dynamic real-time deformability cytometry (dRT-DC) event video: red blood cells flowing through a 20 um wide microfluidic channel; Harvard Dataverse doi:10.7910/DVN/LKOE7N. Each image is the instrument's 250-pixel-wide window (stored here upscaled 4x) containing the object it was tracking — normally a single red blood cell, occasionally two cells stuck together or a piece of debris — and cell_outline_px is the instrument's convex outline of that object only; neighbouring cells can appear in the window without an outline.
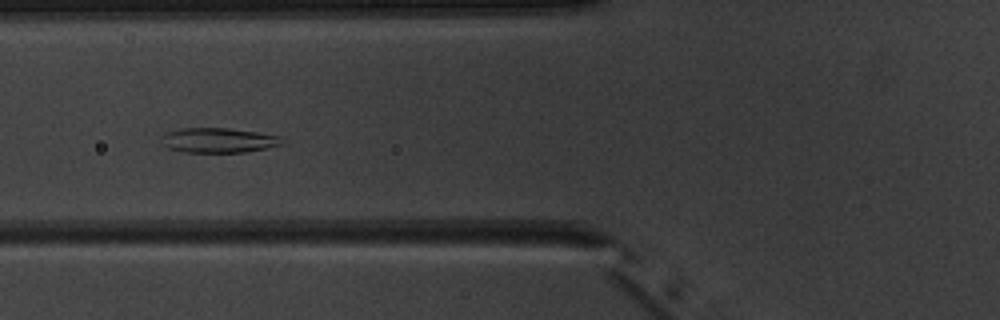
{"species": "common noctule bat (a hibernating species)", "species_latin": "Nyctalus noctula", "temperature_condition": "warm", "stored_images_in_passage": 7, "camera_frame_rate_fps": 3000, "um_per_image_px": 0.085, "animal": {"sex": "male", "body_mass_g": 20.1, "forearm_length_mm": 53.5}, "frame": {"image": 1, "passage_image": 5, "time_ms": 5.333, "image_size_px": [1000, 320], "cell_outline_px": [[284, 144], [244, 152], [184, 152], [168, 148], [164, 144], [160, 136], [168, 132], [180, 128], [228, 128], [256, 132], [280, 136], [284, 140]], "centroid_in_image_um": [18.57, 11.92], "position_along_channel_um": 107.2, "area_um2": 17.34}}
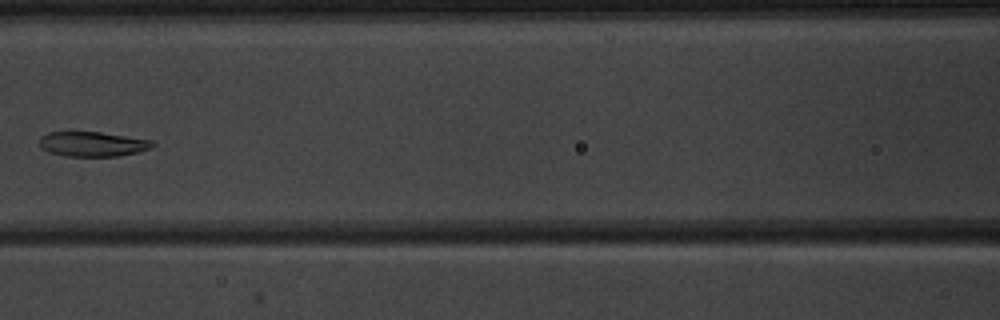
{"frame": {"image": 2, "passage_image": 6, "time_ms": 6.667, "image_size_px": [1000, 320], "cell_outline_px": [[156, 144], [152, 148], [120, 156], [68, 156], [52, 152], [40, 148], [40, 136], [48, 132], [100, 132], [152, 140]], "centroid_in_image_um": [7.89, 12.24], "position_along_channel_um": 158.7, "area_um2": 16.24}}
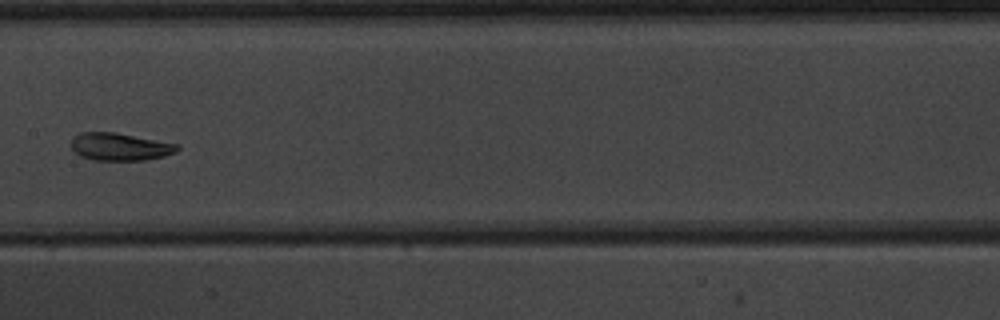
{"frame": {"image": 3, "passage_image": 7, "time_ms": 7.667, "image_size_px": [1000, 320], "cell_outline_px": [[180, 148], [176, 152], [164, 156], [148, 160], [92, 160], [80, 156], [68, 144], [72, 136], [80, 132], [116, 132], [180, 144]], "centroid_in_image_um": [10.18, 12.46], "position_along_channel_um": 197.2, "area_um2": 17.46}}